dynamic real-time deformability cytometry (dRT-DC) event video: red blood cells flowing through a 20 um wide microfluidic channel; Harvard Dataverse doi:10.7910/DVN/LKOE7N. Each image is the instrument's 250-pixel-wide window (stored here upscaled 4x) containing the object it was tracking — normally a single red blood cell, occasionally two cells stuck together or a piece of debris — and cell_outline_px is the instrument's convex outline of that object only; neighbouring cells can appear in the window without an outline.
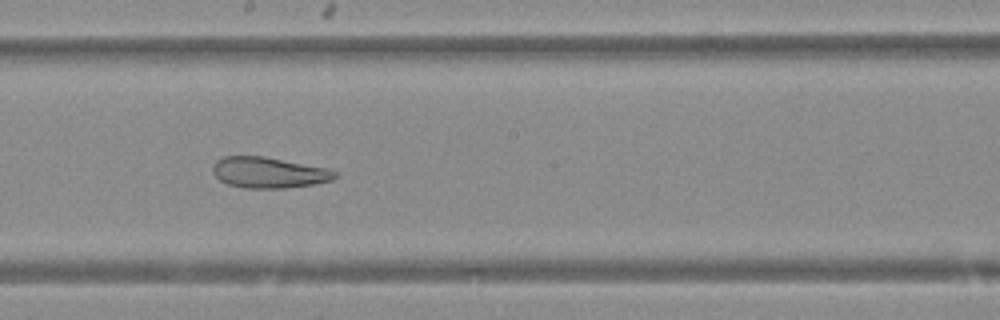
{"species": "Egyptian fruit bat (a non-hibernating species)", "species_latin": "Rousettus aegyptiacus", "temperature_condition": "warm", "stored_images_in_passage": 49, "camera_frame_rate_fps": 3000, "um_per_image_px": 0.085, "animal": {"sex": "female"}, "frame": {"image": 1, "passage_image": 27, "time_ms": 8.667, "image_size_px": [1000, 320], "cell_outline_px": [[340, 176], [332, 180], [312, 184], [288, 188], [244, 188], [228, 184], [220, 180], [212, 172], [212, 168], [216, 160], [224, 156], [264, 156], [328, 168], [336, 172]], "centroid_in_image_um": [22.85, 14.66], "position_along_channel_um": 225.3, "area_um2": 22.08}}
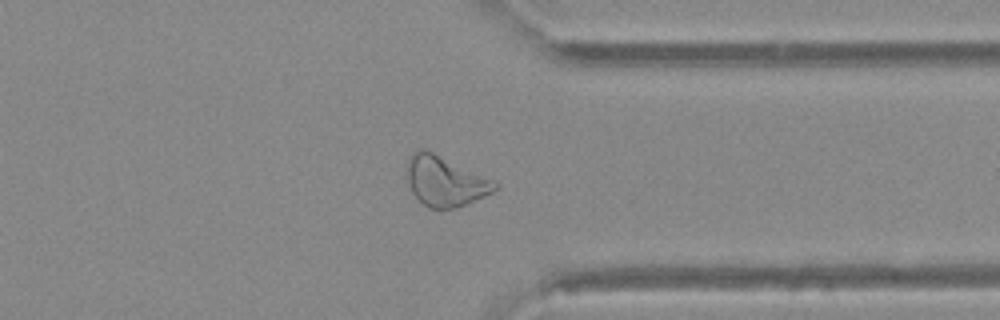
{"frame": {"image": 2, "passage_image": 38, "time_ms": 12.333, "image_size_px": [1000, 320], "cell_outline_px": [[500, 188], [484, 196], [456, 208], [428, 208], [412, 192], [408, 180], [408, 160], [412, 152], [420, 148], [432, 152], [492, 180]], "centroid_in_image_um": [37.82, 15.41], "position_along_channel_um": 373.6, "area_um2": 24.85}}
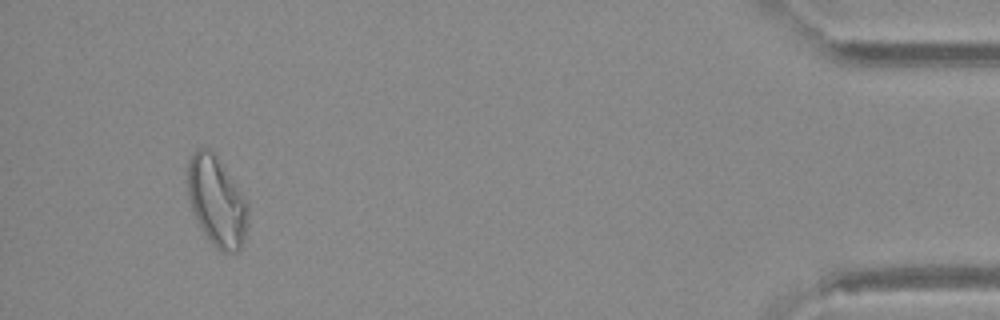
{"frame": {"image": 3, "passage_image": 46, "time_ms": 15.0, "image_size_px": [1000, 320], "cell_outline_px": [[248, 224], [244, 240], [240, 248], [236, 252], [220, 252], [208, 240], [192, 212], [188, 200], [188, 160], [196, 148], [212, 148], [248, 200]], "centroid_in_image_um": [18.43, 17.1], "position_along_channel_um": 416.8, "area_um2": 32.25}}